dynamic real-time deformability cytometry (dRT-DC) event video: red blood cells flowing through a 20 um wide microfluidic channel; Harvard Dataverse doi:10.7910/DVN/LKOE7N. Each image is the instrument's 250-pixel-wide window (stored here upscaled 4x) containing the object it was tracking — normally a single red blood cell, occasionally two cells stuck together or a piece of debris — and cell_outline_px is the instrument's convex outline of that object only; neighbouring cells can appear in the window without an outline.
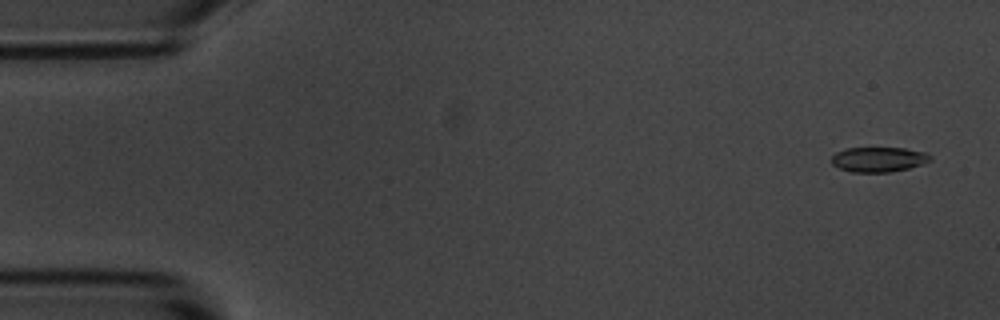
{"species": "common noctule bat (a hibernating species)", "species_latin": "Nyctalus noctula", "temperature_condition": "room temperature", "stored_images_in_passage": 4, "camera_frame_rate_fps": 3000, "um_per_image_px": 0.085, "animal": {"sex": "male", "body_mass_g": 20.1, "forearm_length_mm": 53.5}, "frame": {"image": 1, "passage_image": 1, "time_ms": 0.0, "image_size_px": [1000, 320], "cell_outline_px": [[932, 160], [908, 168], [888, 172], [852, 172], [840, 168], [832, 164], [832, 156], [836, 152], [848, 148], [904, 148], [928, 152], [932, 156]], "centroid_in_image_um": [74.71, 13.54], "position_along_channel_um": 10.3, "area_um2": 14.28}}
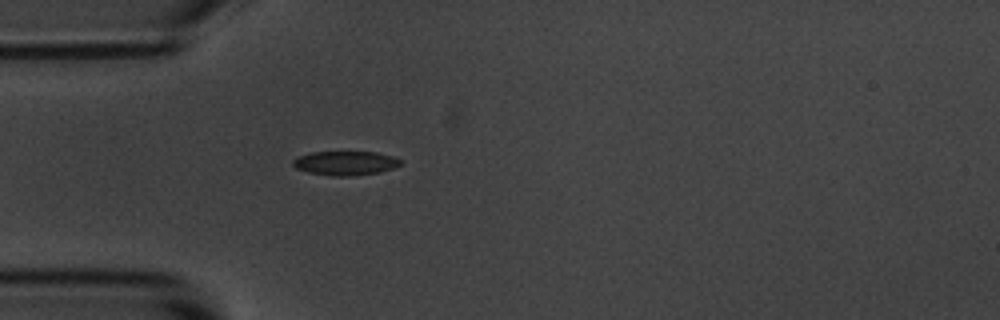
{"frame": {"image": 2, "passage_image": 4, "time_ms": 4.333, "image_size_px": [1000, 320], "cell_outline_px": [[400, 164], [392, 168], [380, 172], [348, 176], [332, 176], [308, 172], [296, 168], [292, 164], [292, 160], [296, 156], [312, 152], [376, 152], [392, 156], [400, 160]], "centroid_in_image_um": [29.3, 13.86], "position_along_channel_um": 55.7, "area_um2": 15.03}}